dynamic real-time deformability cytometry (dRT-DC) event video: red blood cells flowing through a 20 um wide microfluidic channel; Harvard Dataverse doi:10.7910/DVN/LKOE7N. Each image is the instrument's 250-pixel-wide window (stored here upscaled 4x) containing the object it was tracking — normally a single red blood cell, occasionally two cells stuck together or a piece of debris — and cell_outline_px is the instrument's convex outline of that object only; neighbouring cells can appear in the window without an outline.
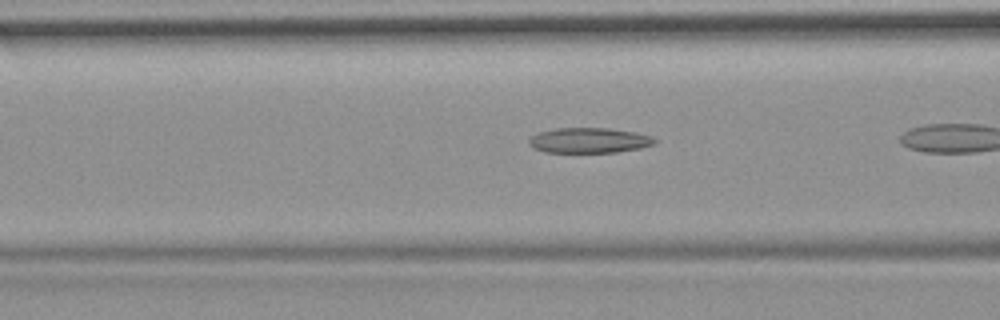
{"species": "common noctule bat (a hibernating species)", "species_latin": "Nyctalus noctula", "temperature_condition": "room temperature", "stored_images_in_passage": 33, "camera_frame_rate_fps": 3000, "um_per_image_px": 0.085, "animal": {"sex": "female", "body_mass_g": 19.9}, "frame": {"image": 1, "passage_image": 12, "time_ms": 3.667, "image_size_px": [1000, 320], "cell_outline_px": [[656, 144], [640, 148], [616, 152], [544, 152], [532, 148], [528, 144], [528, 140], [532, 136], [540, 132], [556, 128], [608, 128], [636, 132], [652, 136], [656, 140]], "centroid_in_image_um": [50.08, 11.93], "position_along_channel_um": 116.5, "area_um2": 18.55}}